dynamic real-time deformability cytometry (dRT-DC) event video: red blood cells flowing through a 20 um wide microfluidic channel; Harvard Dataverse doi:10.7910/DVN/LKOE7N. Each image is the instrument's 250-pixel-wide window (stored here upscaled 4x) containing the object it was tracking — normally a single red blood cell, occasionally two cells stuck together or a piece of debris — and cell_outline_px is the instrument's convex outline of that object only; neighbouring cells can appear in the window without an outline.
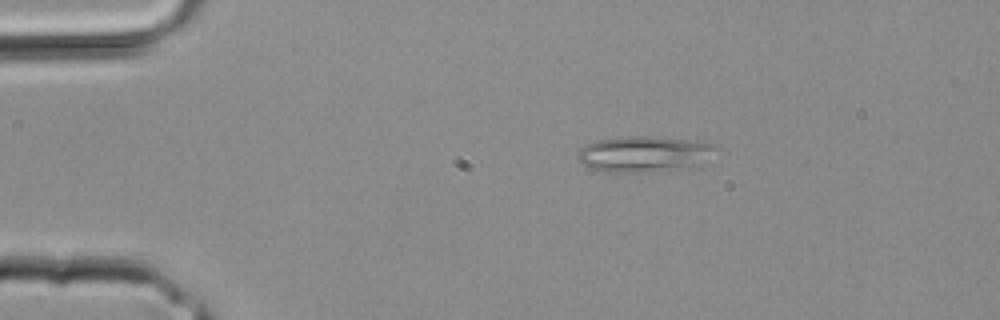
{"species": "common noctule bat (a hibernating species)", "species_latin": "Nyctalus noctula", "temperature_condition": "room temperature", "stored_images_in_passage": 3, "camera_frame_rate_fps": 3000, "um_per_image_px": 0.085, "animal": {"sex": "male", "body_mass_g": 20.4}, "frame": {"image": 1, "passage_image": 3, "time_ms": 0.667, "image_size_px": [1000, 320], "cell_outline_px": [[720, 148], [704, 164], [688, 168], [648, 172], [604, 172], [588, 168], [576, 156], [576, 152], [580, 148], [596, 140], [628, 136], [648, 136], [688, 140], [716, 144]], "centroid_in_image_um": [54.8, 13.1], "position_along_channel_um": 30.2, "area_um2": 29.36}}